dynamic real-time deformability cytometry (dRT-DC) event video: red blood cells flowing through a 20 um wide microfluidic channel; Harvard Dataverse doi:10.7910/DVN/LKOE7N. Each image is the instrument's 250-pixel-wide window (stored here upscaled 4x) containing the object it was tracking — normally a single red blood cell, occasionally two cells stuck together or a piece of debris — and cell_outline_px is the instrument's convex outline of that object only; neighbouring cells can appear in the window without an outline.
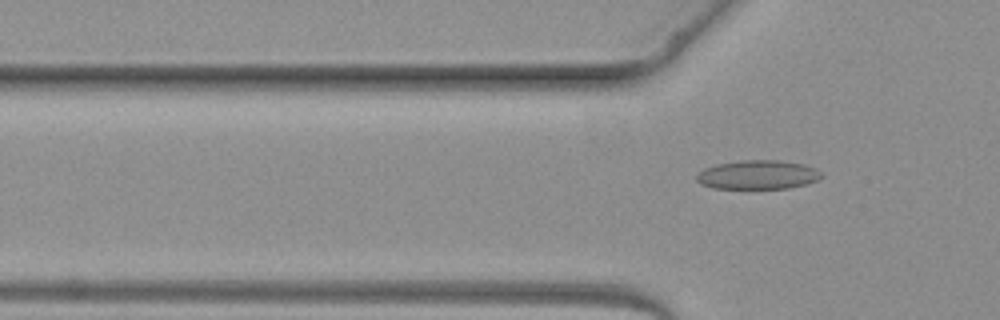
{"species": "common noctule bat (a hibernating species)", "species_latin": "Nyctalus noctula", "temperature_condition": "warm", "stored_images_in_passage": 4, "camera_frame_rate_fps": 3000, "um_per_image_px": 0.085, "animal": {"sex": "female", "body_mass_g": 19.3, "forearm_length_mm": 54.1}, "frame": {"image": 1, "passage_image": 4, "time_ms": 4.667, "image_size_px": [1000, 320], "cell_outline_px": [[824, 176], [816, 180], [804, 184], [788, 188], [712, 188], [700, 184], [696, 180], [696, 176], [704, 168], [716, 164], [740, 160], [780, 160], [804, 164], [816, 168]], "centroid_in_image_um": [64.4, 14.84], "position_along_channel_um": 61.4, "area_um2": 21.1}}